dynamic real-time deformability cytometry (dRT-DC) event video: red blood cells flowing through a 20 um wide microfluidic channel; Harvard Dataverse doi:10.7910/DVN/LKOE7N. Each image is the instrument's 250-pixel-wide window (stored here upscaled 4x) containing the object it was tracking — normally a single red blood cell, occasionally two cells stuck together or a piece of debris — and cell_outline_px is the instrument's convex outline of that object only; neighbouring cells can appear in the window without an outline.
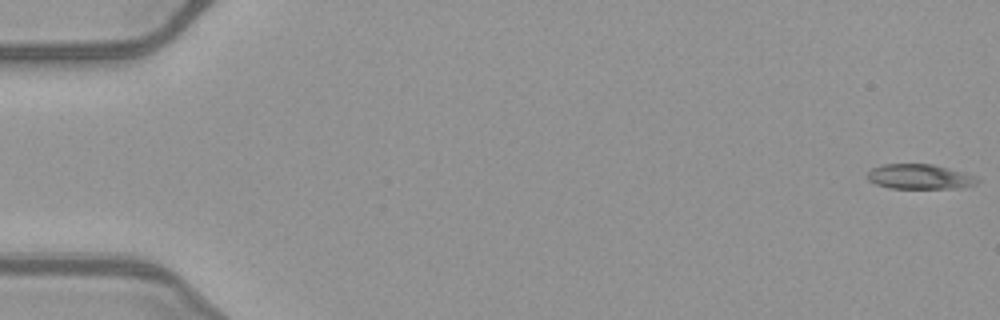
{"species": "common noctule bat (a hibernating species)", "species_latin": "Nyctalus noctula", "temperature_condition": "warm", "stored_images_in_passage": 52, "camera_frame_rate_fps": 3000, "um_per_image_px": 0.085, "animal": {"sex": "female", "body_mass_g": 21.9}, "frame": {"image": 1, "passage_image": 1, "time_ms": 0.0, "image_size_px": [1000, 320], "cell_outline_px": [[980, 180], [976, 184], [960, 188], [888, 188], [876, 184], [868, 180], [868, 172], [872, 168], [884, 164], [932, 164], [964, 172], [976, 176]], "centroid_in_image_um": [78.19, 15.02], "position_along_channel_um": 6.8, "area_um2": 15.95}}
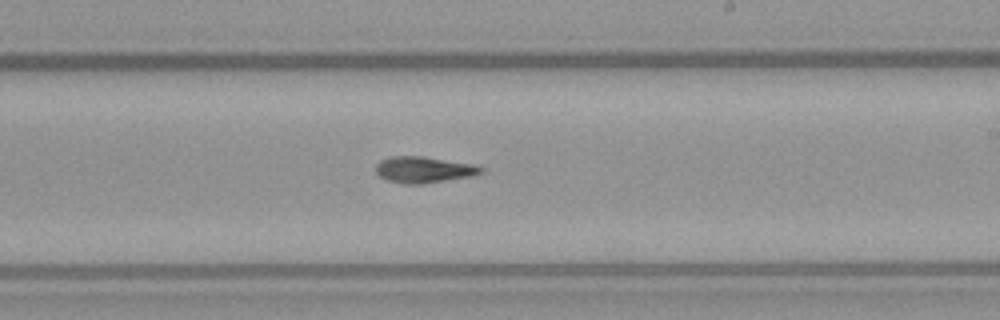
{"frame": {"image": 2, "passage_image": 31, "time_ms": 10.0, "image_size_px": [1000, 320], "cell_outline_px": [[484, 172], [472, 176], [424, 184], [404, 184], [388, 180], [380, 176], [376, 172], [376, 164], [380, 160], [392, 156], [424, 156], [476, 164], [484, 168]], "centroid_in_image_um": [36.06, 14.42], "position_along_channel_um": 252.9, "area_um2": 16.3}}
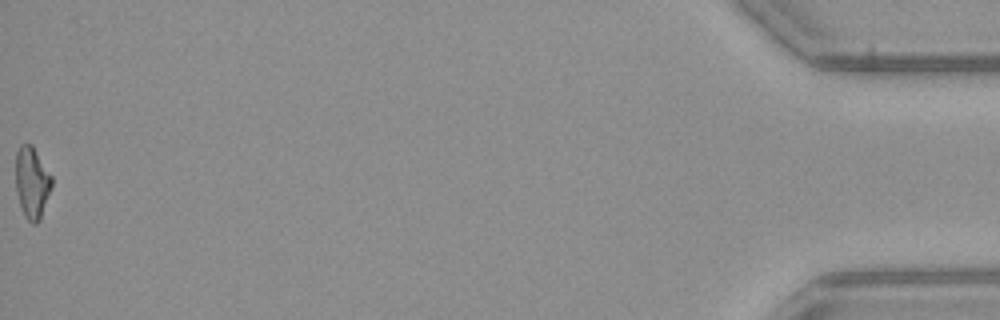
{"frame": {"image": 3, "passage_image": 52, "time_ms": 17.0, "image_size_px": [1000, 320], "cell_outline_px": [[52, 188], [40, 220], [36, 224], [32, 224], [28, 220], [20, 204], [16, 192], [16, 152], [20, 144], [32, 144], [52, 176]], "centroid_in_image_um": [2.73, 15.51], "position_along_channel_um": 432.5, "area_um2": 15.09}, "authors_computed_cell_mechanics": {"area_um2": 15.9528, "velocity_mm_per_s": 4.0557, "shape_relaxation_time_tau1_ms": 11.1408, "shape_relaxation_time_tau2_ms": 8.3239, "deformation_change_tau1": 0.2856, "deformation_change_tau2": 0.1876}}